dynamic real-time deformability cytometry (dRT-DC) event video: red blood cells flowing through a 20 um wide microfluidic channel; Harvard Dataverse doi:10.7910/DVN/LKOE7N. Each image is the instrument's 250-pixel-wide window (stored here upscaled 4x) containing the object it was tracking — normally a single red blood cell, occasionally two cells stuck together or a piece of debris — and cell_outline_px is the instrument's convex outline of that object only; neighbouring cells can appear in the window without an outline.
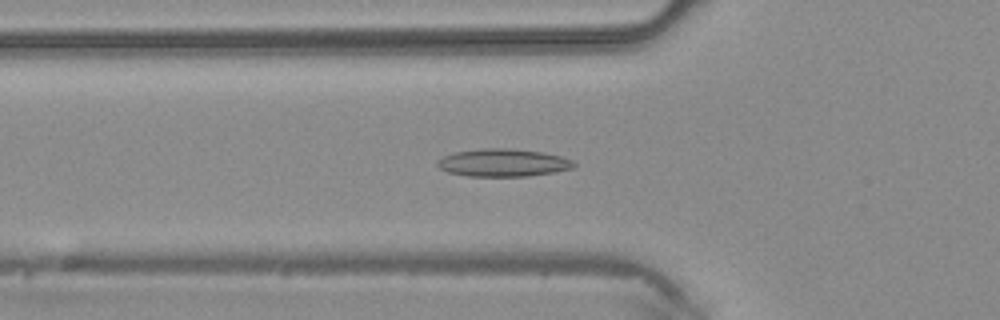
{"species": "common noctule bat (a hibernating species)", "species_latin": "Nyctalus noctula", "temperature_condition": "warm", "stored_images_in_passage": 45, "camera_frame_rate_fps": 3000, "um_per_image_px": 0.085, "animal": {"sex": "male", "body_mass_g": 20.4}, "frame": {"image": 1, "passage_image": 15, "time_ms": 4.667, "image_size_px": [1000, 320], "cell_outline_px": [[576, 168], [528, 176], [468, 176], [448, 172], [440, 168], [436, 164], [436, 160], [444, 156], [456, 152], [484, 148], [512, 148], [544, 152], [560, 156], [572, 160], [576, 164]], "centroid_in_image_um": [42.78, 13.82], "position_along_channel_um": 83.0, "area_um2": 22.08}}
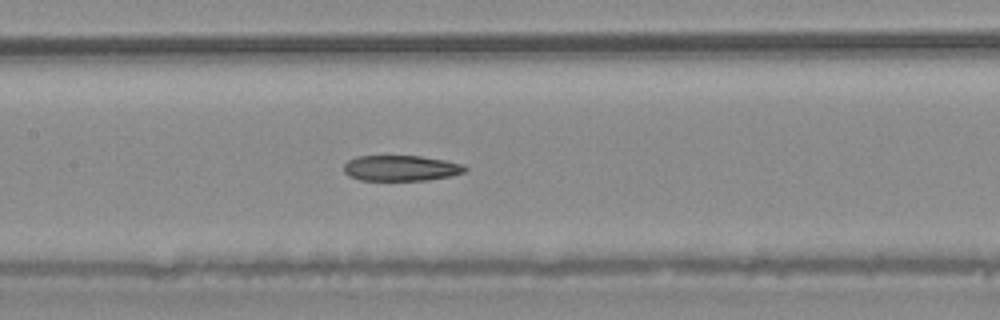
{"frame": {"image": 2, "passage_image": 21, "time_ms": 6.667, "image_size_px": [1000, 320], "cell_outline_px": [[468, 168], [464, 172], [448, 176], [428, 180], [360, 180], [348, 176], [344, 172], [344, 164], [348, 160], [356, 156], [420, 156], [444, 160], [464, 164]], "centroid_in_image_um": [34.06, 14.29], "position_along_channel_um": 173.3, "area_um2": 18.09}}
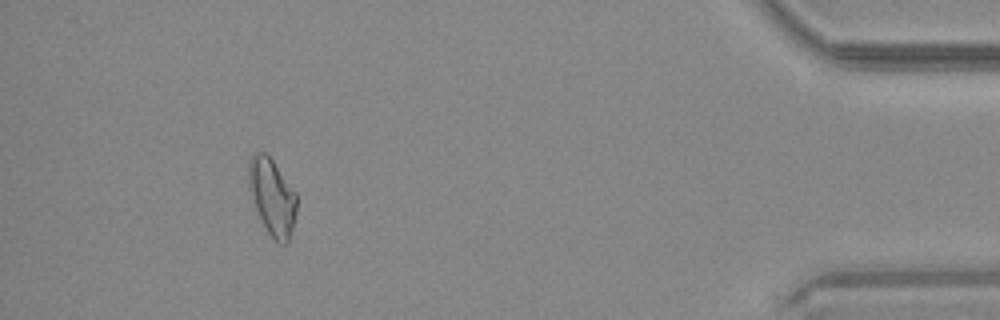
{"frame": {"image": 3, "passage_image": 41, "time_ms": 13.333, "image_size_px": [1000, 320], "cell_outline_px": [[296, 212], [288, 244], [280, 244], [268, 232], [256, 208], [252, 196], [248, 176], [248, 160], [256, 152], [264, 152], [272, 160], [296, 192]], "centroid_in_image_um": [23.15, 16.72], "position_along_channel_um": 412.1, "area_um2": 20.87}}